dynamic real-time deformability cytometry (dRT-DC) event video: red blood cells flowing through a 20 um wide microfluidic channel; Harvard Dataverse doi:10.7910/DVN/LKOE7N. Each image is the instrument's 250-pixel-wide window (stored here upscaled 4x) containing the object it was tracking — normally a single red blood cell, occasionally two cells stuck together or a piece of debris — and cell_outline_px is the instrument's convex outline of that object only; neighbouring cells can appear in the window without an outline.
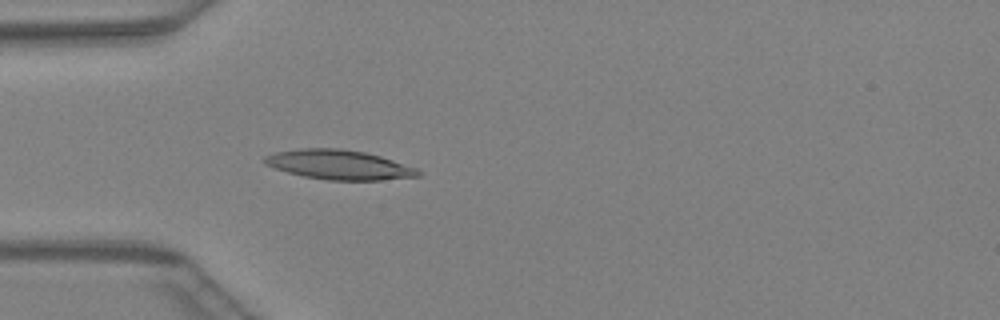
{"species": "Egyptian fruit bat (a non-hibernating species)", "species_latin": "Rousettus aegyptiacus", "temperature_condition": "warm", "stored_images_in_passage": 40, "camera_frame_rate_fps": 3000, "um_per_image_px": 0.085, "animal": {"sex": "female"}, "frame": {"image": 1, "passage_image": 10, "time_ms": 3.0, "image_size_px": [1000, 320], "cell_outline_px": [[420, 176], [380, 180], [328, 180], [304, 176], [288, 172], [264, 164], [264, 156], [276, 152], [300, 148], [340, 148], [364, 152], [380, 156], [416, 168], [420, 172]], "centroid_in_image_um": [28.8, 14.0], "position_along_channel_um": 56.2, "area_um2": 26.18}}
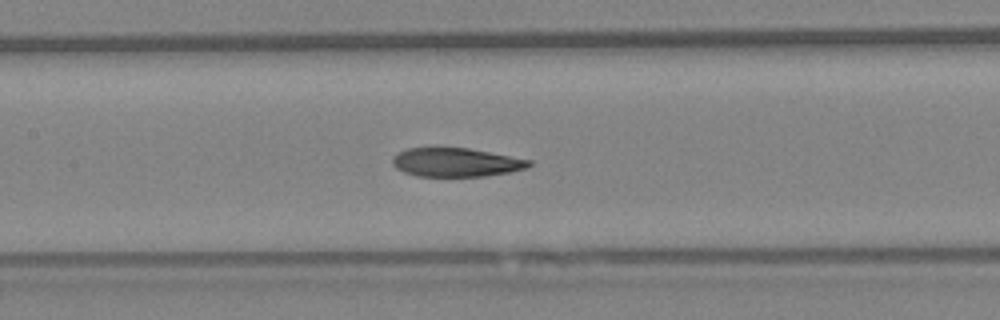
{"frame": {"image": 2, "passage_image": 18, "time_ms": 5.667, "image_size_px": [1000, 320], "cell_outline_px": [[532, 164], [528, 168], [508, 172], [484, 176], [416, 176], [404, 172], [396, 168], [392, 164], [392, 156], [396, 152], [408, 148], [468, 148], [532, 160]], "centroid_in_image_um": [38.73, 13.8], "position_along_channel_um": 168.7, "area_um2": 22.89}}
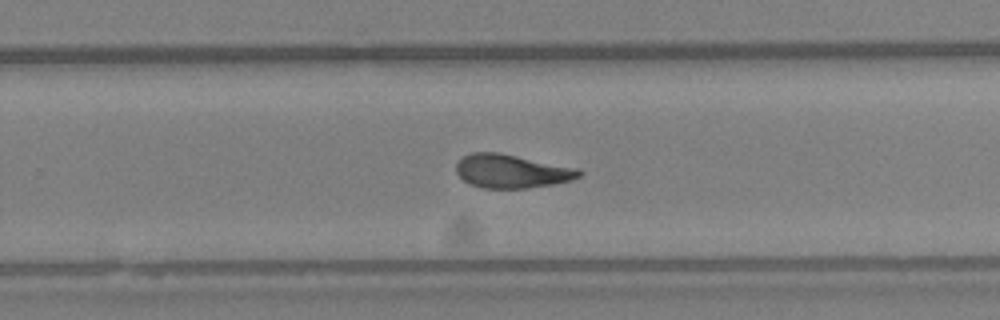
{"frame": {"image": 3, "passage_image": 26, "time_ms": 8.333, "image_size_px": [1000, 320], "cell_outline_px": [[584, 172], [580, 176], [572, 180], [552, 184], [528, 188], [484, 188], [468, 184], [456, 172], [456, 164], [464, 156], [472, 152], [496, 152], [580, 168]], "centroid_in_image_um": [43.51, 14.55], "position_along_channel_um": 286.3, "area_um2": 24.04}}